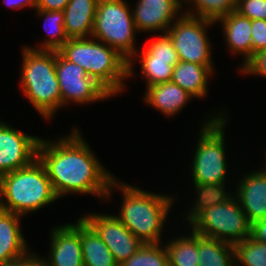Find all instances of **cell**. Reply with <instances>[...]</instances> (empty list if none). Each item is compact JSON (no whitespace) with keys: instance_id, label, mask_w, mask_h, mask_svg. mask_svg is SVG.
I'll return each mask as SVG.
<instances>
[{"instance_id":"cell-1","label":"cell","mask_w":266,"mask_h":266,"mask_svg":"<svg viewBox=\"0 0 266 266\" xmlns=\"http://www.w3.org/2000/svg\"><path fill=\"white\" fill-rule=\"evenodd\" d=\"M70 130L54 140L41 137L37 158L59 199L72 194H88L105 202L109 184L116 175L105 169L79 126L74 125Z\"/></svg>"},{"instance_id":"cell-2","label":"cell","mask_w":266,"mask_h":266,"mask_svg":"<svg viewBox=\"0 0 266 266\" xmlns=\"http://www.w3.org/2000/svg\"><path fill=\"white\" fill-rule=\"evenodd\" d=\"M228 115L223 109L217 112L214 110L213 114H208V118L199 124L201 127L197 143L194 152H191L192 163L189 162L195 196L232 192L231 188H227L229 164L225 127L229 122Z\"/></svg>"},{"instance_id":"cell-3","label":"cell","mask_w":266,"mask_h":266,"mask_svg":"<svg viewBox=\"0 0 266 266\" xmlns=\"http://www.w3.org/2000/svg\"><path fill=\"white\" fill-rule=\"evenodd\" d=\"M116 190L121 191L122 201L115 216L143 243H162L165 223L170 219L171 209H175L173 204L178 196L146 191L115 177L109 184L105 202L111 201Z\"/></svg>"},{"instance_id":"cell-4","label":"cell","mask_w":266,"mask_h":266,"mask_svg":"<svg viewBox=\"0 0 266 266\" xmlns=\"http://www.w3.org/2000/svg\"><path fill=\"white\" fill-rule=\"evenodd\" d=\"M194 198L182 216L194 232L232 245L251 236V224L232 192Z\"/></svg>"},{"instance_id":"cell-5","label":"cell","mask_w":266,"mask_h":266,"mask_svg":"<svg viewBox=\"0 0 266 266\" xmlns=\"http://www.w3.org/2000/svg\"><path fill=\"white\" fill-rule=\"evenodd\" d=\"M58 52L84 68L112 97L127 91L128 61L105 43L92 36L69 38Z\"/></svg>"},{"instance_id":"cell-6","label":"cell","mask_w":266,"mask_h":266,"mask_svg":"<svg viewBox=\"0 0 266 266\" xmlns=\"http://www.w3.org/2000/svg\"><path fill=\"white\" fill-rule=\"evenodd\" d=\"M21 49L20 90L43 120L50 121L62 109L55 69L56 51L32 49L25 45Z\"/></svg>"},{"instance_id":"cell-7","label":"cell","mask_w":266,"mask_h":266,"mask_svg":"<svg viewBox=\"0 0 266 266\" xmlns=\"http://www.w3.org/2000/svg\"><path fill=\"white\" fill-rule=\"evenodd\" d=\"M59 198L38 158L0 176V208L20 216L36 213Z\"/></svg>"},{"instance_id":"cell-8","label":"cell","mask_w":266,"mask_h":266,"mask_svg":"<svg viewBox=\"0 0 266 266\" xmlns=\"http://www.w3.org/2000/svg\"><path fill=\"white\" fill-rule=\"evenodd\" d=\"M132 7L127 0H99L91 36L112 47L128 62L137 45Z\"/></svg>"},{"instance_id":"cell-9","label":"cell","mask_w":266,"mask_h":266,"mask_svg":"<svg viewBox=\"0 0 266 266\" xmlns=\"http://www.w3.org/2000/svg\"><path fill=\"white\" fill-rule=\"evenodd\" d=\"M216 23L183 13L165 33L176 49L179 61L214 66L209 31ZM211 27V28H210ZM208 31V32H207Z\"/></svg>"},{"instance_id":"cell-10","label":"cell","mask_w":266,"mask_h":266,"mask_svg":"<svg viewBox=\"0 0 266 266\" xmlns=\"http://www.w3.org/2000/svg\"><path fill=\"white\" fill-rule=\"evenodd\" d=\"M55 69L59 82L62 108L71 104L90 105L109 100L112 96L79 65L56 51ZM68 105V106H67Z\"/></svg>"},{"instance_id":"cell-11","label":"cell","mask_w":266,"mask_h":266,"mask_svg":"<svg viewBox=\"0 0 266 266\" xmlns=\"http://www.w3.org/2000/svg\"><path fill=\"white\" fill-rule=\"evenodd\" d=\"M80 216L108 246L118 265L128 260L144 244L114 214L98 211Z\"/></svg>"},{"instance_id":"cell-12","label":"cell","mask_w":266,"mask_h":266,"mask_svg":"<svg viewBox=\"0 0 266 266\" xmlns=\"http://www.w3.org/2000/svg\"><path fill=\"white\" fill-rule=\"evenodd\" d=\"M40 139L0 121V176L31 164L37 158Z\"/></svg>"},{"instance_id":"cell-13","label":"cell","mask_w":266,"mask_h":266,"mask_svg":"<svg viewBox=\"0 0 266 266\" xmlns=\"http://www.w3.org/2000/svg\"><path fill=\"white\" fill-rule=\"evenodd\" d=\"M45 266H84L81 247V216L75 221L50 228Z\"/></svg>"},{"instance_id":"cell-14","label":"cell","mask_w":266,"mask_h":266,"mask_svg":"<svg viewBox=\"0 0 266 266\" xmlns=\"http://www.w3.org/2000/svg\"><path fill=\"white\" fill-rule=\"evenodd\" d=\"M135 3L132 14L138 33L165 34L184 13L182 0H137Z\"/></svg>"},{"instance_id":"cell-15","label":"cell","mask_w":266,"mask_h":266,"mask_svg":"<svg viewBox=\"0 0 266 266\" xmlns=\"http://www.w3.org/2000/svg\"><path fill=\"white\" fill-rule=\"evenodd\" d=\"M245 173L235 178L238 180L232 193L238 199L249 223L253 224L266 218V165H262V168L260 165V170Z\"/></svg>"},{"instance_id":"cell-16","label":"cell","mask_w":266,"mask_h":266,"mask_svg":"<svg viewBox=\"0 0 266 266\" xmlns=\"http://www.w3.org/2000/svg\"><path fill=\"white\" fill-rule=\"evenodd\" d=\"M143 94L145 105L154 108L166 118L177 116L188 106L189 101L194 99L191 94L171 81L149 86Z\"/></svg>"},{"instance_id":"cell-17","label":"cell","mask_w":266,"mask_h":266,"mask_svg":"<svg viewBox=\"0 0 266 266\" xmlns=\"http://www.w3.org/2000/svg\"><path fill=\"white\" fill-rule=\"evenodd\" d=\"M215 23L221 25L229 54L243 56L239 69L252 56L251 20L235 10Z\"/></svg>"},{"instance_id":"cell-18","label":"cell","mask_w":266,"mask_h":266,"mask_svg":"<svg viewBox=\"0 0 266 266\" xmlns=\"http://www.w3.org/2000/svg\"><path fill=\"white\" fill-rule=\"evenodd\" d=\"M22 218L0 208V266L23 256L31 249L21 230Z\"/></svg>"},{"instance_id":"cell-19","label":"cell","mask_w":266,"mask_h":266,"mask_svg":"<svg viewBox=\"0 0 266 266\" xmlns=\"http://www.w3.org/2000/svg\"><path fill=\"white\" fill-rule=\"evenodd\" d=\"M215 71V66L179 61L173 68L171 82L179 85L195 99L204 100L209 92L208 82L215 75Z\"/></svg>"},{"instance_id":"cell-20","label":"cell","mask_w":266,"mask_h":266,"mask_svg":"<svg viewBox=\"0 0 266 266\" xmlns=\"http://www.w3.org/2000/svg\"><path fill=\"white\" fill-rule=\"evenodd\" d=\"M99 0H70L64 9V29L68 38L91 37Z\"/></svg>"},{"instance_id":"cell-21","label":"cell","mask_w":266,"mask_h":266,"mask_svg":"<svg viewBox=\"0 0 266 266\" xmlns=\"http://www.w3.org/2000/svg\"><path fill=\"white\" fill-rule=\"evenodd\" d=\"M142 48L137 50L128 62V78L134 77L135 67H137L135 65L140 64V75L146 79L145 89L158 83L171 81L173 68L179 60L155 59L144 47Z\"/></svg>"},{"instance_id":"cell-22","label":"cell","mask_w":266,"mask_h":266,"mask_svg":"<svg viewBox=\"0 0 266 266\" xmlns=\"http://www.w3.org/2000/svg\"><path fill=\"white\" fill-rule=\"evenodd\" d=\"M81 247L84 266H119L108 246L82 217Z\"/></svg>"},{"instance_id":"cell-23","label":"cell","mask_w":266,"mask_h":266,"mask_svg":"<svg viewBox=\"0 0 266 266\" xmlns=\"http://www.w3.org/2000/svg\"><path fill=\"white\" fill-rule=\"evenodd\" d=\"M172 238L164 242L168 266H199L198 233L189 228L186 234H178L177 237L176 232Z\"/></svg>"},{"instance_id":"cell-24","label":"cell","mask_w":266,"mask_h":266,"mask_svg":"<svg viewBox=\"0 0 266 266\" xmlns=\"http://www.w3.org/2000/svg\"><path fill=\"white\" fill-rule=\"evenodd\" d=\"M199 266H235L234 245L198 234Z\"/></svg>"},{"instance_id":"cell-25","label":"cell","mask_w":266,"mask_h":266,"mask_svg":"<svg viewBox=\"0 0 266 266\" xmlns=\"http://www.w3.org/2000/svg\"><path fill=\"white\" fill-rule=\"evenodd\" d=\"M35 12L37 18L44 20L43 27L45 29V33H47L49 36L44 37V40L39 42L40 46L38 43V46H25L30 47L32 49L58 51L69 39L64 29L63 11L35 10Z\"/></svg>"},{"instance_id":"cell-26","label":"cell","mask_w":266,"mask_h":266,"mask_svg":"<svg viewBox=\"0 0 266 266\" xmlns=\"http://www.w3.org/2000/svg\"><path fill=\"white\" fill-rule=\"evenodd\" d=\"M236 2L237 0H182V7L185 14L216 22L235 11Z\"/></svg>"},{"instance_id":"cell-27","label":"cell","mask_w":266,"mask_h":266,"mask_svg":"<svg viewBox=\"0 0 266 266\" xmlns=\"http://www.w3.org/2000/svg\"><path fill=\"white\" fill-rule=\"evenodd\" d=\"M119 266H168V255L164 242L144 243Z\"/></svg>"},{"instance_id":"cell-28","label":"cell","mask_w":266,"mask_h":266,"mask_svg":"<svg viewBox=\"0 0 266 266\" xmlns=\"http://www.w3.org/2000/svg\"><path fill=\"white\" fill-rule=\"evenodd\" d=\"M235 266H266V243L255 241L251 236L236 243Z\"/></svg>"},{"instance_id":"cell-29","label":"cell","mask_w":266,"mask_h":266,"mask_svg":"<svg viewBox=\"0 0 266 266\" xmlns=\"http://www.w3.org/2000/svg\"><path fill=\"white\" fill-rule=\"evenodd\" d=\"M155 59L179 60L171 39L166 34H158L156 38L147 42L144 47Z\"/></svg>"},{"instance_id":"cell-30","label":"cell","mask_w":266,"mask_h":266,"mask_svg":"<svg viewBox=\"0 0 266 266\" xmlns=\"http://www.w3.org/2000/svg\"><path fill=\"white\" fill-rule=\"evenodd\" d=\"M236 11L250 20H266V0H237Z\"/></svg>"},{"instance_id":"cell-31","label":"cell","mask_w":266,"mask_h":266,"mask_svg":"<svg viewBox=\"0 0 266 266\" xmlns=\"http://www.w3.org/2000/svg\"><path fill=\"white\" fill-rule=\"evenodd\" d=\"M241 75L266 77V50L259 51L252 56L238 69Z\"/></svg>"},{"instance_id":"cell-32","label":"cell","mask_w":266,"mask_h":266,"mask_svg":"<svg viewBox=\"0 0 266 266\" xmlns=\"http://www.w3.org/2000/svg\"><path fill=\"white\" fill-rule=\"evenodd\" d=\"M252 54L266 50V20H251Z\"/></svg>"},{"instance_id":"cell-33","label":"cell","mask_w":266,"mask_h":266,"mask_svg":"<svg viewBox=\"0 0 266 266\" xmlns=\"http://www.w3.org/2000/svg\"><path fill=\"white\" fill-rule=\"evenodd\" d=\"M30 249L23 256L10 260L1 266H45L43 256Z\"/></svg>"},{"instance_id":"cell-34","label":"cell","mask_w":266,"mask_h":266,"mask_svg":"<svg viewBox=\"0 0 266 266\" xmlns=\"http://www.w3.org/2000/svg\"><path fill=\"white\" fill-rule=\"evenodd\" d=\"M70 0H37L36 10L64 11Z\"/></svg>"},{"instance_id":"cell-35","label":"cell","mask_w":266,"mask_h":266,"mask_svg":"<svg viewBox=\"0 0 266 266\" xmlns=\"http://www.w3.org/2000/svg\"><path fill=\"white\" fill-rule=\"evenodd\" d=\"M251 237L255 241L266 243V218L251 224Z\"/></svg>"},{"instance_id":"cell-36","label":"cell","mask_w":266,"mask_h":266,"mask_svg":"<svg viewBox=\"0 0 266 266\" xmlns=\"http://www.w3.org/2000/svg\"><path fill=\"white\" fill-rule=\"evenodd\" d=\"M36 1L37 0H2L0 3L15 10H20L27 6L36 10Z\"/></svg>"}]
</instances>
